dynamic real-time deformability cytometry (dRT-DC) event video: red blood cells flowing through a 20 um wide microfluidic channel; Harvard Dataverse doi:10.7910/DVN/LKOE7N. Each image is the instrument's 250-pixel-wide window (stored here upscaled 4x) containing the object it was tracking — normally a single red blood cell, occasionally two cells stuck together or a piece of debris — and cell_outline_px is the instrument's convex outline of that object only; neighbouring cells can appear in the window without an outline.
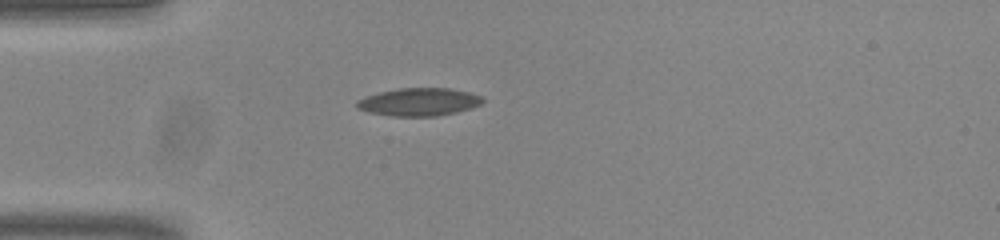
{"species": "common noctule bat (a hibernating species)", "species_latin": "Nyctalus noctula", "temperature_condition": "room temperature", "stored_images_in_passage": 41, "camera_frame_rate_fps": 3000, "um_per_image_px": 0.085, "animal": {"sex": "male", "body_mass_g": 20.0, "forearm_length_mm": 53.3}, "frame": {"image": 1, "passage_image": 1, "time_ms": 0.0, "image_size_px": [1000, 240], "cell_outline_px": [[484, 100], [480, 104], [472, 108], [456, 112], [436, 116], [392, 116], [368, 112], [356, 108], [356, 100], [364, 96], [380, 92], [400, 88], [448, 88], [468, 92], [484, 96]], "centroid_in_image_um": [35.6, 8.66], "position_along_channel_um": 49.4, "area_um2": 20.52}}
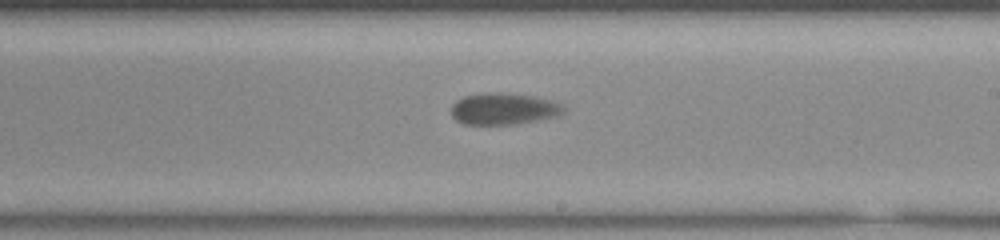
{"frame": {"image": 2, "passage_image": 18, "time_ms": 5.667, "image_size_px": [1000, 240], "cell_outline_px": [[564, 112], [560, 116], [540, 120], [516, 124], [464, 124], [456, 120], [452, 116], [452, 104], [456, 100], [464, 96], [488, 92], [500, 92], [532, 96], [552, 100], [564, 104]], "centroid_in_image_um": [42.85, 9.25], "position_along_channel_um": 246.2, "area_um2": 20.92}}
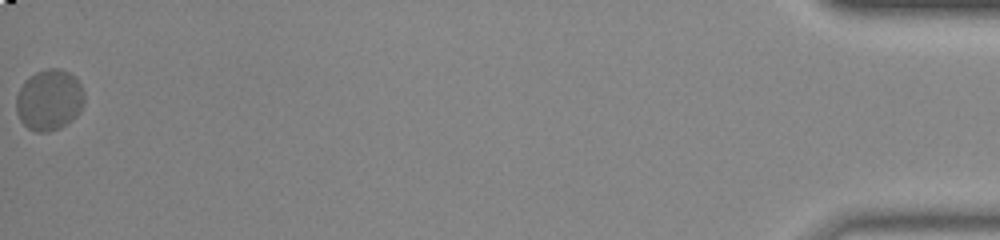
{"frame": {"image": 3, "passage_image": 41, "time_ms": 13.333, "image_size_px": [1000, 240], "cell_outline_px": [[84, 104], [80, 112], [72, 120], [60, 128], [48, 132], [36, 132], [28, 128], [20, 120], [16, 112], [16, 96], [24, 80], [36, 72], [48, 68], [56, 68], [68, 72], [76, 76], [84, 92]], "centroid_in_image_um": [4.19, 8.49], "position_along_channel_um": 431.0, "area_um2": 24.45}, "authors_computed_cell_mechanics": {"area_um2": 21.097, "velocity_mm_per_s": 3.7135, "shape_relaxation_time_tau1_ms": 4.118, "shape_relaxation_time_tau2_ms": null, "deformation_change_tau1": 0.1173, "deformation_change_tau2": null}}